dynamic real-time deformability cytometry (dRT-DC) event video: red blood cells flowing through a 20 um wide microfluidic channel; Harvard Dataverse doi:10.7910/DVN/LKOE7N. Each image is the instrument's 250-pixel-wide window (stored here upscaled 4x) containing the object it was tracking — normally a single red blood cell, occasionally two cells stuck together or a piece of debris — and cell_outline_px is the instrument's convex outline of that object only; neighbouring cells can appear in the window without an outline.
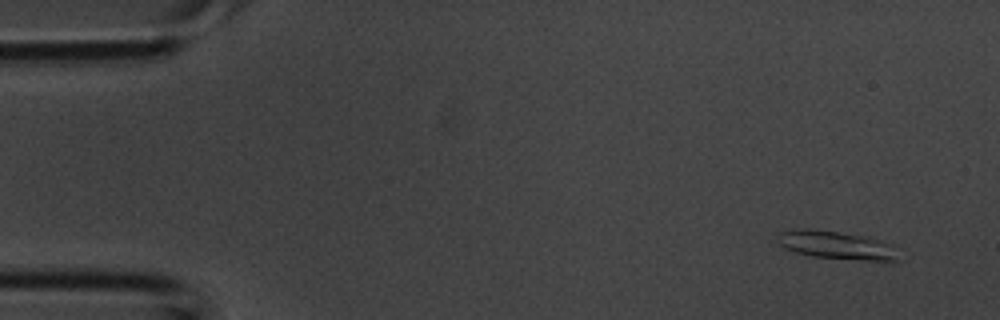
{"species": "common noctule bat (a hibernating species)", "species_latin": "Nyctalus noctula", "temperature_condition": "room temperature", "stored_images_in_passage": 38, "camera_frame_rate_fps": 3000, "um_per_image_px": 0.085, "animal": {"sex": "male", "body_mass_g": 20.1, "forearm_length_mm": 53.5}, "frame": {"image": 1, "passage_image": 2, "time_ms": 0.333, "image_size_px": [1000, 320], "cell_outline_px": [[900, 260], [860, 260], [812, 256], [796, 252], [784, 248], [780, 244], [776, 236], [780, 232], [796, 228], [808, 228], [840, 232], [868, 236], [892, 244]], "centroid_in_image_um": [71.08, 20.82], "position_along_channel_um": 13.9, "area_um2": 19.88}}
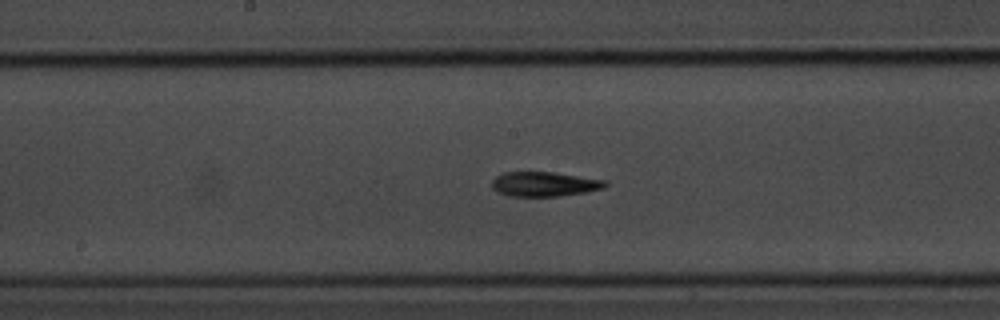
{"frame": {"image": 2, "passage_image": 19, "time_ms": 6.0, "image_size_px": [1000, 320], "cell_outline_px": [[608, 184], [604, 188], [584, 192], [560, 196], [508, 196], [496, 192], [492, 188], [492, 180], [496, 176], [504, 172], [552, 172], [608, 180]], "centroid_in_image_um": [46.26, 15.65], "position_along_channel_um": 201.9, "area_um2": 16.36}}
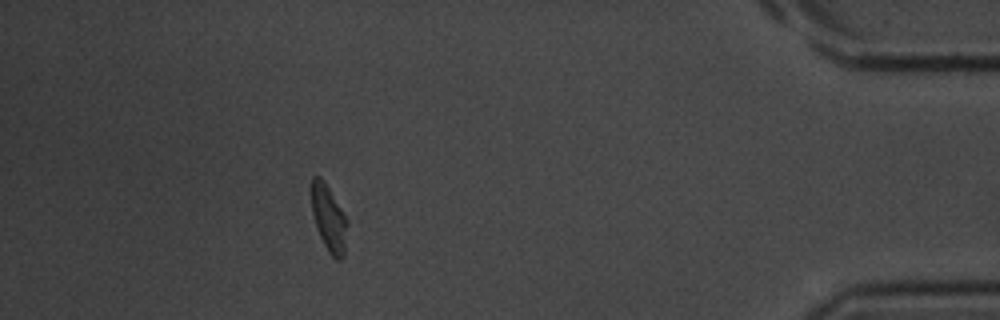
{"frame": {"image": 3, "passage_image": 34, "time_ms": 11.0, "image_size_px": [1000, 320], "cell_outline_px": [[348, 224], [344, 256], [340, 260], [336, 260], [328, 252], [316, 228], [312, 212], [312, 176], [320, 176], [324, 180], [348, 220]], "centroid_in_image_um": [27.96, 18.58], "position_along_channel_um": 407.2, "area_um2": 13.87}}